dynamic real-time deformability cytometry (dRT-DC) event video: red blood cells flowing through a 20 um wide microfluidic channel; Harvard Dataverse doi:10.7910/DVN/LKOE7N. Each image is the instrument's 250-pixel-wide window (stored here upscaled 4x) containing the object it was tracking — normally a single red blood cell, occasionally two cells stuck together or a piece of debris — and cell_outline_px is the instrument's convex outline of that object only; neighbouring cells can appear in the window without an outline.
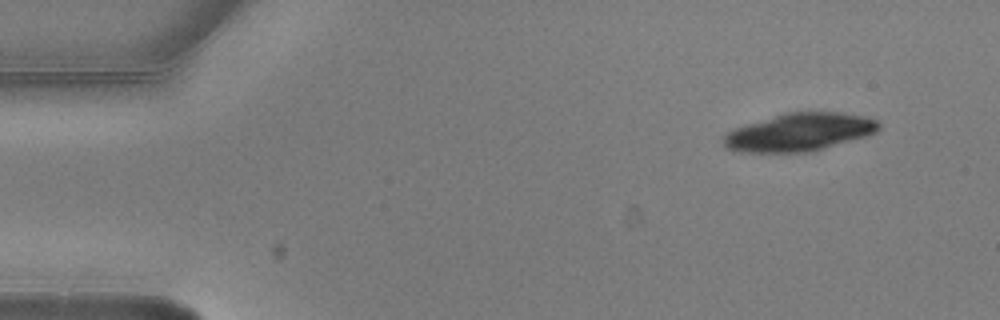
{"species": "common noctule bat (a hibernating species)", "species_latin": "Nyctalus noctula", "temperature_condition": "warm", "stored_images_in_passage": 4, "camera_frame_rate_fps": 3000, "um_per_image_px": 0.085, "animal": {"sex": "male", "body_mass_g": 20.5, "forearm_length_mm": 52.5}, "frame": {"image": 1, "passage_image": 1, "time_ms": 0.0, "image_size_px": [1000, 320], "cell_outline_px": [[880, 128], [876, 132], [864, 136], [824, 148], [808, 152], [740, 152], [728, 148], [724, 144], [724, 136], [728, 132], [736, 128], [784, 112], [840, 112], [864, 116], [876, 120], [880, 124]], "centroid_in_image_um": [67.96, 11.23], "position_along_channel_um": 17.0, "area_um2": 33.81}}